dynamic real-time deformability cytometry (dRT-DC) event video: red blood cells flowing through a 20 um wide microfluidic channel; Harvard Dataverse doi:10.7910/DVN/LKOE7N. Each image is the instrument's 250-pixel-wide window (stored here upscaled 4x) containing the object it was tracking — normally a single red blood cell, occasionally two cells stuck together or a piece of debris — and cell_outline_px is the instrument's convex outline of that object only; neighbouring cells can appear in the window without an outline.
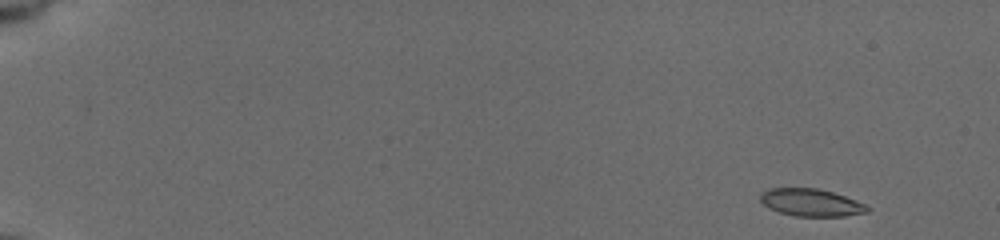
{"species": "common noctule bat (a hibernating species)", "species_latin": "Nyctalus noctula", "temperature_condition": "cold", "stored_images_in_passage": 53, "camera_frame_rate_fps": 3000, "um_per_image_px": 0.085, "animal": {"sex": "female", "body_mass_g": 19.5, "forearm_length_mm": 54.1}, "frame": {"image": 1, "passage_image": 1, "time_ms": 0.0, "image_size_px": [1000, 240], "cell_outline_px": [[872, 208], [868, 212], [844, 216], [796, 216], [780, 212], [768, 208], [760, 200], [760, 192], [768, 188], [816, 188], [832, 192], [856, 200]], "centroid_in_image_um": [68.93, 17.21], "position_along_channel_um": 16.1, "area_um2": 17.11}}
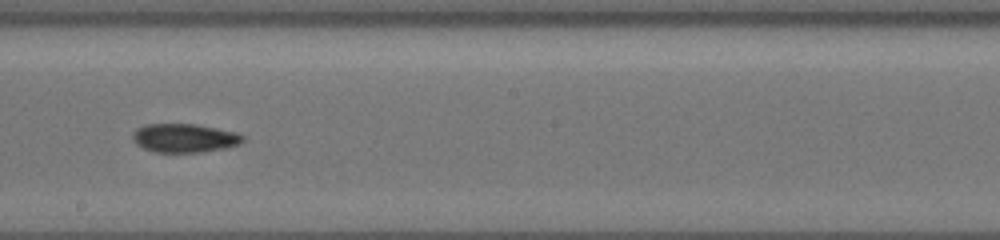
{"frame": {"image": 2, "passage_image": 31, "time_ms": 10.0, "image_size_px": [1000, 240], "cell_outline_px": [[244, 140], [240, 144], [228, 148], [200, 152], [156, 152], [144, 148], [136, 144], [132, 140], [132, 132], [136, 128], [144, 124], [196, 124], [236, 132], [244, 136]], "centroid_in_image_um": [15.67, 11.73], "position_along_channel_um": 232.5, "area_um2": 18.61}}
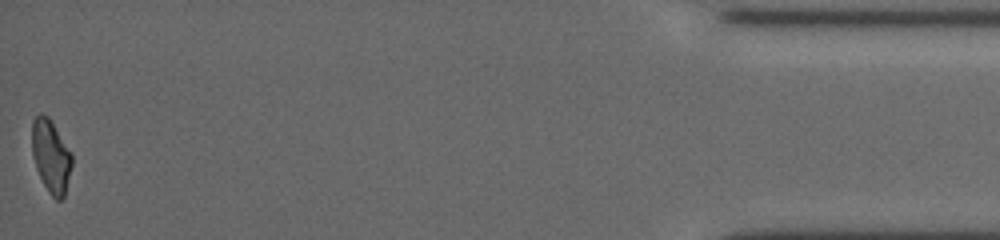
{"frame": {"image": 3, "passage_image": 53, "time_ms": 17.333, "image_size_px": [1000, 240], "cell_outline_px": [[72, 164], [64, 196], [60, 200], [56, 200], [48, 192], [36, 168], [32, 156], [32, 120], [40, 112], [48, 116], [72, 152]], "centroid_in_image_um": [4.33, 13.25], "position_along_channel_um": 430.9, "area_um2": 16.99}, "authors_computed_cell_mechanics": {"area_um2": 17.6868, "velocity_mm_per_s": 3.7548, "shape_relaxation_time_tau1_ms": null, "shape_relaxation_time_tau2_ms": 6.2938, "deformation_change_tau1": null, "deformation_change_tau2": 0.1216}}